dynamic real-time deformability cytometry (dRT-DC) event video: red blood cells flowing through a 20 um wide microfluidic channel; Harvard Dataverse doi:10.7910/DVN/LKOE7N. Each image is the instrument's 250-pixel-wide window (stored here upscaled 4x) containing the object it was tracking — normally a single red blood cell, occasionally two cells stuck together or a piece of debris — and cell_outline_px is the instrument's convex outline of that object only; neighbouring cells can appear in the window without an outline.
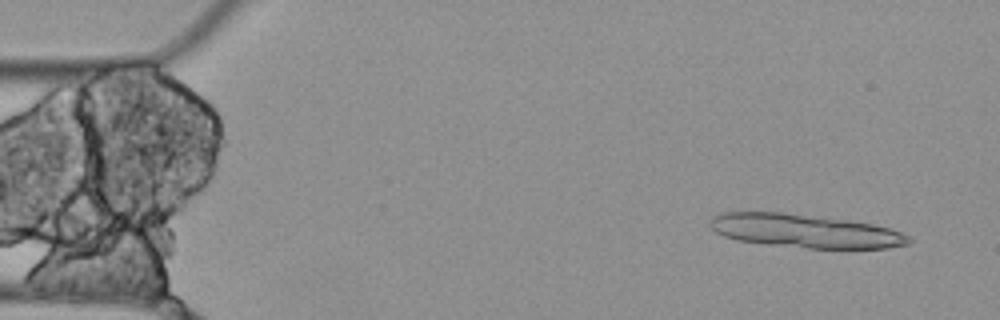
{"species": "Egyptian fruit bat (a non-hibernating species)", "species_latin": "Rousettus aegyptiacus", "temperature_condition": "cold", "stored_images_in_passage": 5, "segment_of_instrument_passage": [1, 2], "camera_frame_rate_fps": 3000, "um_per_image_px": 0.085, "animal": {"sex": "female"}, "frame": {"image": 1, "passage_image": 1, "time_ms": 0.0, "image_size_px": [1000, 320], "cell_outline_px": [[912, 240], [908, 244], [888, 248], [808, 248], [764, 244], [736, 240], [724, 236], [716, 232], [708, 224], [708, 220], [712, 216], [724, 212], [784, 212], [848, 220], [872, 224], [888, 228], [900, 232], [908, 236]], "centroid_in_image_um": [68.37, 19.63], "position_along_channel_um": 16.6, "area_um2": 38.78}}